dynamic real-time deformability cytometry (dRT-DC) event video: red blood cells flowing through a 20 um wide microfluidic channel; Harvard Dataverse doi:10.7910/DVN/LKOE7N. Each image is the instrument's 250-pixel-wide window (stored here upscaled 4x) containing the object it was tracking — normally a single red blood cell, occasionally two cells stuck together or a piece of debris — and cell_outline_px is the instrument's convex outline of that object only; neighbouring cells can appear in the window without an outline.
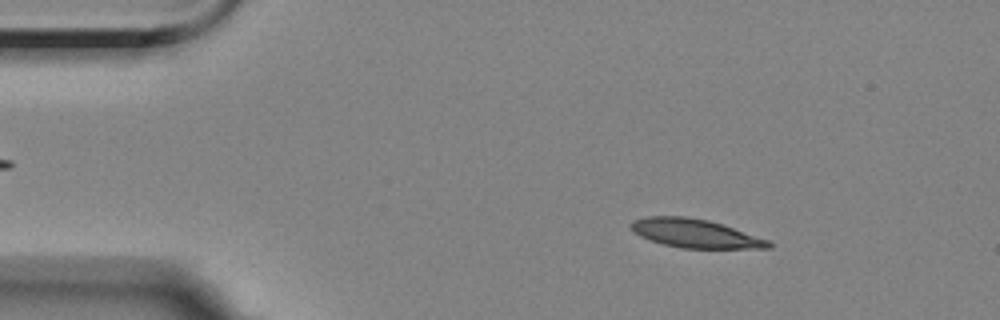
{"species": "Egyptian fruit bat (a non-hibernating species)", "species_latin": "Rousettus aegyptiacus", "temperature_condition": "room temperature", "stored_images_in_passage": 56, "camera_frame_rate_fps": 3000, "um_per_image_px": 0.085, "animal": {"sex": "female"}, "frame": {"image": 1, "passage_image": 7, "time_ms": 2.0, "image_size_px": [1000, 320], "cell_outline_px": [[772, 248], [680, 248], [648, 240], [640, 236], [628, 224], [632, 220], [648, 216], [684, 216], [708, 220], [724, 224], [768, 240], [772, 244]], "centroid_in_image_um": [59.07, 19.83], "position_along_channel_um": 25.9, "area_um2": 22.95}}
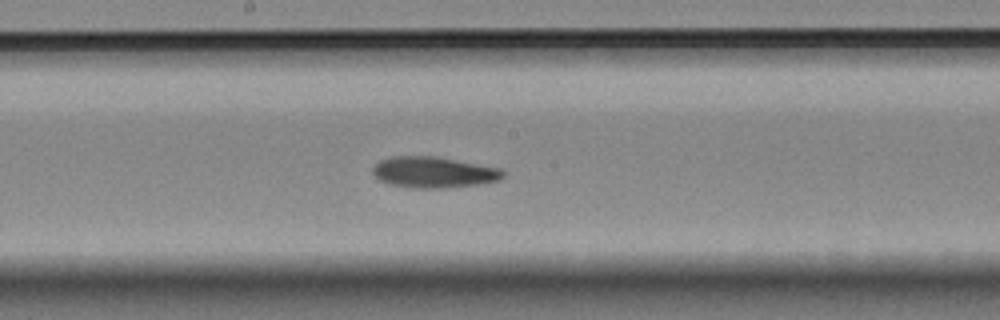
{"frame": {"image": 2, "passage_image": 28, "time_ms": 9.0, "image_size_px": [1000, 320], "cell_outline_px": [[504, 176], [500, 180], [476, 184], [444, 188], [408, 188], [392, 184], [380, 180], [372, 172], [372, 168], [380, 160], [392, 156], [436, 156], [500, 168], [504, 172]], "centroid_in_image_um": [36.85, 14.64], "position_along_channel_um": 211.3, "area_um2": 23.47}}
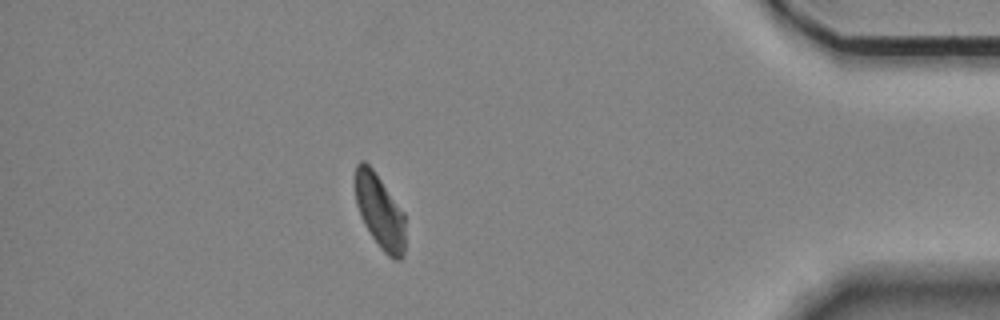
{"frame": {"image": 3, "passage_image": 48, "time_ms": 15.667, "image_size_px": [1000, 320], "cell_outline_px": [[404, 256], [400, 260], [392, 260], [380, 248], [364, 224], [356, 204], [356, 164], [360, 160], [364, 160], [372, 168], [404, 212]], "centroid_in_image_um": [32.29, 18.0], "position_along_channel_um": 402.9, "area_um2": 21.44}, "authors_computed_cell_mechanics": {"area_um2": 22.8888, "velocity_mm_per_s": 3.5131, "shape_relaxation_time_tau1_ms": 5.4835, "shape_relaxation_time_tau2_ms": 5.4908, "deformation_change_tau1": 0.1675, "deformation_change_tau2": 0.1163}}